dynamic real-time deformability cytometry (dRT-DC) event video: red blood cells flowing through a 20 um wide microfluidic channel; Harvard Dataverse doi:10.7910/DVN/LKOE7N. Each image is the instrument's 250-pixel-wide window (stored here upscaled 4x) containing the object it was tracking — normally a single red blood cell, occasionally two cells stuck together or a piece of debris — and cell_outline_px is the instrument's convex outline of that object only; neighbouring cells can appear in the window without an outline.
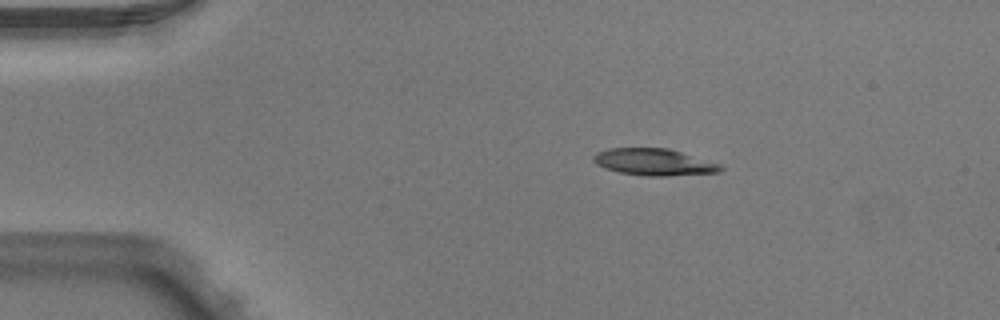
{"species": "Egyptian fruit bat (a non-hibernating species)", "species_latin": "Rousettus aegyptiacus", "temperature_condition": "warm", "stored_images_in_passage": 5, "camera_frame_rate_fps": 3000, "um_per_image_px": 0.085, "animal": {"sex": "male"}, "frame": {"image": 1, "passage_image": 2, "time_ms": 0.333, "image_size_px": [1000, 320], "cell_outline_px": [[724, 168], [720, 172], [668, 176], [648, 176], [620, 172], [604, 168], [596, 164], [592, 160], [592, 156], [596, 152], [608, 148], [668, 148], [724, 164]], "centroid_in_image_um": [55.62, 13.77], "position_along_channel_um": 29.4, "area_um2": 20.11}}
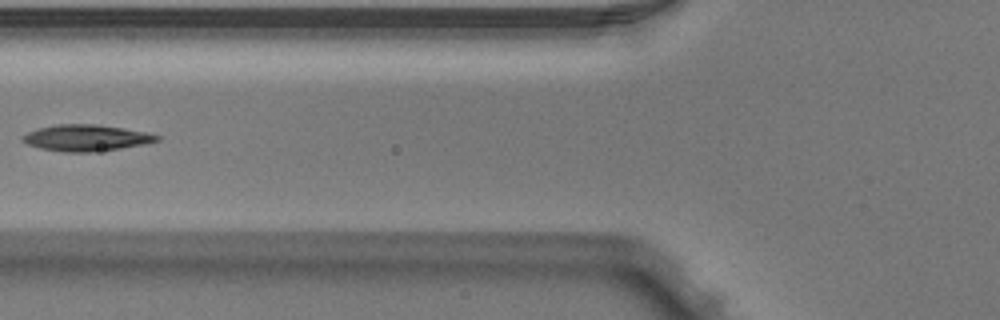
{"frame": {"image": 2, "passage_image": 5, "time_ms": 1.333, "image_size_px": [1000, 320], "cell_outline_px": [[160, 140], [144, 144], [120, 148], [92, 152], [60, 152], [40, 148], [28, 144], [20, 140], [20, 136], [36, 128], [56, 124], [96, 124], [124, 128], [148, 132], [160, 136]], "centroid_in_image_um": [7.29, 11.71], "position_along_channel_um": 118.5, "area_um2": 20.81}}